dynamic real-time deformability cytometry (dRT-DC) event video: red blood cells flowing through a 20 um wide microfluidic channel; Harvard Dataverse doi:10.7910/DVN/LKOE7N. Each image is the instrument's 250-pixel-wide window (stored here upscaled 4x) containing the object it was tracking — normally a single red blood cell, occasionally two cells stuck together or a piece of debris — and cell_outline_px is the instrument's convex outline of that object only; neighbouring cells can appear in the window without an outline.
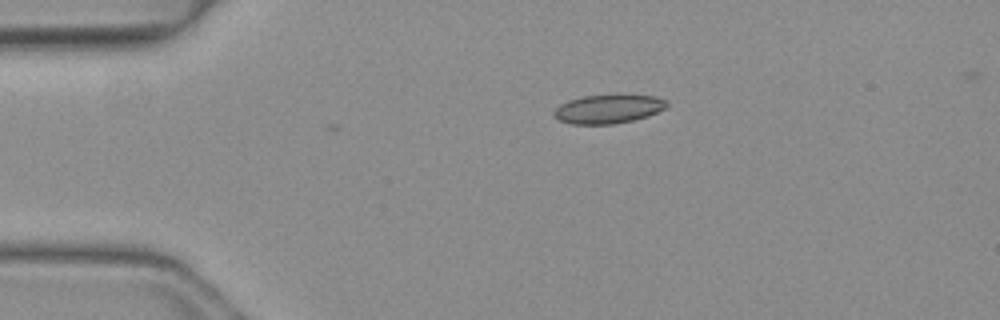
{"species": "common noctule bat (a hibernating species)", "species_latin": "Nyctalus noctula", "temperature_condition": "warm", "stored_images_in_passage": 2, "camera_frame_rate_fps": 3000, "um_per_image_px": 0.085, "animal": {"sex": "female", "body_mass_g": 19.3, "forearm_length_mm": 54.1}, "frame": {"image": 1, "passage_image": 1, "time_ms": 0.0, "image_size_px": [1000, 320], "cell_outline_px": [[668, 104], [664, 108], [648, 116], [632, 120], [612, 124], [572, 124], [560, 120], [552, 116], [552, 112], [560, 104], [568, 100], [584, 96], [656, 96], [668, 100]], "centroid_in_image_um": [51.67, 9.28], "position_along_channel_um": 33.3, "area_um2": 18.61}}